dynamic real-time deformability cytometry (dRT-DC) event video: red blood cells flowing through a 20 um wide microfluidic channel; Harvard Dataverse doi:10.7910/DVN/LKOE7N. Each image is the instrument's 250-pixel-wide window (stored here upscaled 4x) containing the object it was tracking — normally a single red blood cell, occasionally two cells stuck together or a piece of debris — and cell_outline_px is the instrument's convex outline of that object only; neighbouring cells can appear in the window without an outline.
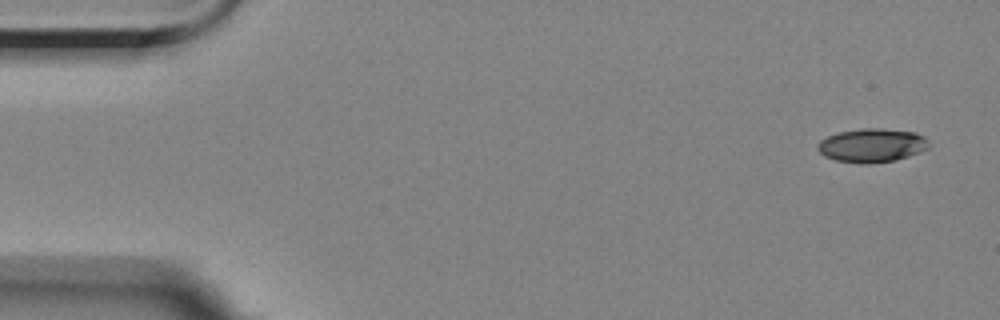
{"species": "Egyptian fruit bat (a non-hibernating species)", "species_latin": "Rousettus aegyptiacus", "temperature_condition": "room temperature", "stored_images_in_passage": 9, "camera_frame_rate_fps": 3000, "um_per_image_px": 0.085, "animal": {"sex": "female"}, "frame": {"image": 1, "passage_image": 1, "time_ms": 0.0, "image_size_px": [1000, 320], "cell_outline_px": [[932, 144], [928, 148], [920, 152], [896, 160], [868, 164], [860, 164], [836, 160], [824, 156], [816, 148], [816, 144], [820, 140], [836, 132], [860, 128], [884, 128], [916, 132], [924, 136]], "centroid_in_image_um": [74.12, 12.35], "position_along_channel_um": 10.9, "area_um2": 22.31}}
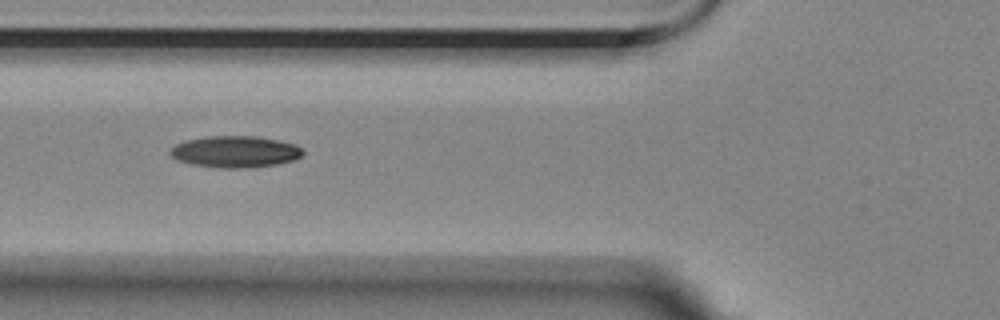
{"frame": {"image": 2, "passage_image": 6, "time_ms": 6.0, "image_size_px": [1000, 320], "cell_outline_px": [[304, 152], [300, 156], [292, 160], [276, 164], [252, 168], [216, 168], [192, 164], [176, 160], [168, 152], [176, 144], [184, 140], [208, 136], [256, 136], [296, 144]], "centroid_in_image_um": [19.95, 12.9], "position_along_channel_um": 105.9, "area_um2": 24.45}}
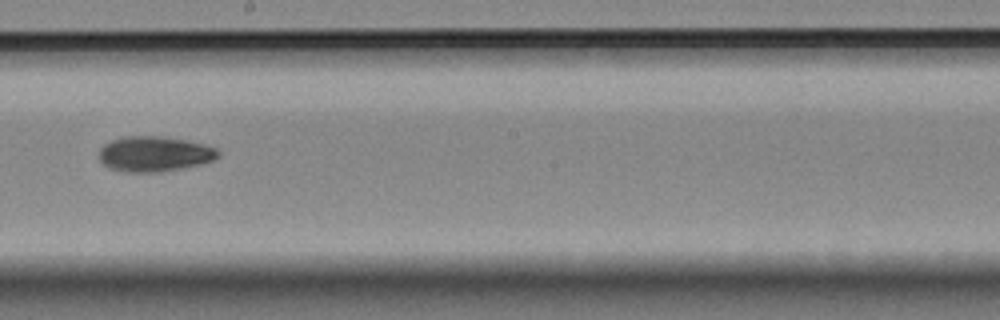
{"frame": {"image": 3, "passage_image": 9, "time_ms": 9.667, "image_size_px": [1000, 320], "cell_outline_px": [[220, 156], [216, 160], [200, 164], [160, 172], [128, 172], [108, 168], [100, 160], [100, 148], [104, 144], [112, 140], [124, 136], [160, 136], [184, 140], [204, 144], [216, 148], [220, 152]], "centroid_in_image_um": [13.14, 13.08], "position_along_channel_um": 235.1, "area_um2": 24.45}}